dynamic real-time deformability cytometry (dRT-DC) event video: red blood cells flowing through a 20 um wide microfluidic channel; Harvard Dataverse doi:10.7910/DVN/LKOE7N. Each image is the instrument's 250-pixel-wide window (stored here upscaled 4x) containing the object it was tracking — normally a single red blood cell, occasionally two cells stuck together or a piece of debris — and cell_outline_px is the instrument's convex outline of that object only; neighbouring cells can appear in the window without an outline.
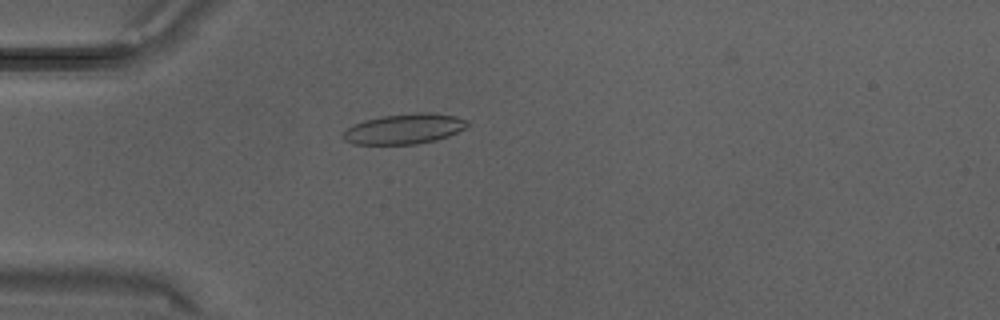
{"species": "Egyptian fruit bat (a non-hibernating species)", "species_latin": "Rousettus aegyptiacus", "temperature_condition": "warm", "stored_images_in_passage": 28, "camera_frame_rate_fps": 3000, "um_per_image_px": 0.085, "animal": {"sex": "male"}, "frame": {"image": 1, "passage_image": 5, "time_ms": 1.333, "image_size_px": [1000, 320], "cell_outline_px": [[468, 124], [464, 128], [448, 136], [436, 140], [416, 144], [352, 144], [344, 140], [340, 136], [352, 124], [364, 120], [384, 116], [420, 112], [432, 112], [456, 116], [468, 120]], "centroid_in_image_um": [34.35, 10.95], "position_along_channel_um": 50.7, "area_um2": 21.91}}
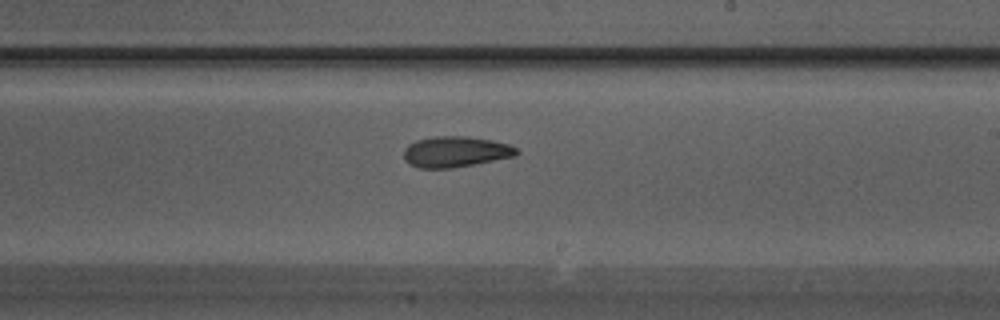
{"frame": {"image": 2, "passage_image": 15, "time_ms": 4.667, "image_size_px": [1000, 320], "cell_outline_px": [[520, 152], [516, 156], [452, 168], [420, 168], [408, 164], [404, 160], [404, 148], [408, 144], [416, 140], [432, 136], [464, 136], [492, 140], [508, 144], [516, 148]], "centroid_in_image_um": [38.69, 12.9], "position_along_channel_um": 250.3, "area_um2": 20.35}}
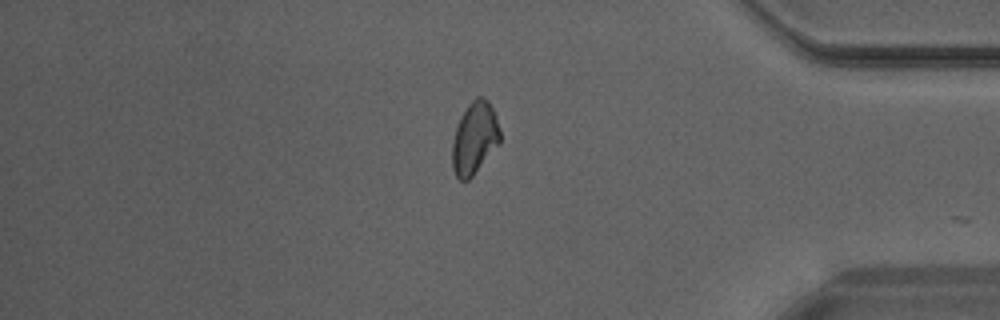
{"frame": {"image": 3, "passage_image": 23, "time_ms": 7.333, "image_size_px": [1000, 320], "cell_outline_px": [[500, 140], [472, 176], [468, 180], [460, 180], [456, 176], [452, 168], [452, 144], [456, 128], [468, 104], [476, 96], [484, 96], [488, 100], [492, 108], [500, 132]], "centroid_in_image_um": [40.31, 11.72], "position_along_channel_um": 394.9, "area_um2": 19.54}}